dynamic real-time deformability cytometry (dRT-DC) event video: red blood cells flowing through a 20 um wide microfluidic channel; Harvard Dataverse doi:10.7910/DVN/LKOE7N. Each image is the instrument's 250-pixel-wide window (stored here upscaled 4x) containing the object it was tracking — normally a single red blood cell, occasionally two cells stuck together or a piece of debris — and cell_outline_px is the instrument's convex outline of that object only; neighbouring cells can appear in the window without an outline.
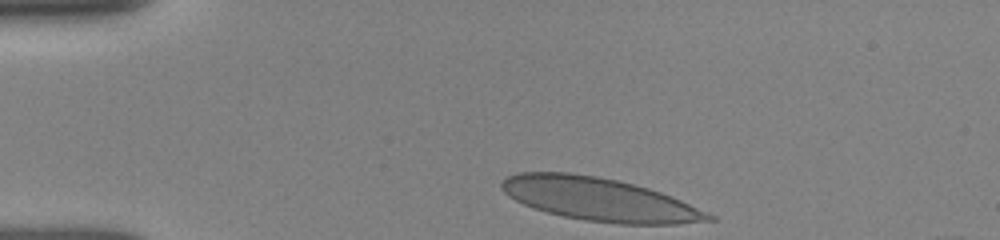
{"species": "human", "species_latin": "Homo sapiens", "temperature_condition": "room temperature", "stored_images_in_passage": 33, "camera_frame_rate_fps": 3000, "um_per_image_px": 0.085, "donor": {"sex": "female"}, "frame": {"image": 1, "passage_image": 1, "time_ms": 0.0, "image_size_px": [1000, 240], "cell_outline_px": [[716, 220], [676, 224], [620, 224], [584, 220], [564, 216], [532, 208], [508, 196], [500, 188], [500, 184], [508, 176], [520, 172], [572, 172], [596, 176], [616, 180], [648, 188], [672, 196], [708, 212], [716, 216]], "centroid_in_image_um": [50.95, 16.94], "position_along_channel_um": 34.0, "area_um2": 51.9}}
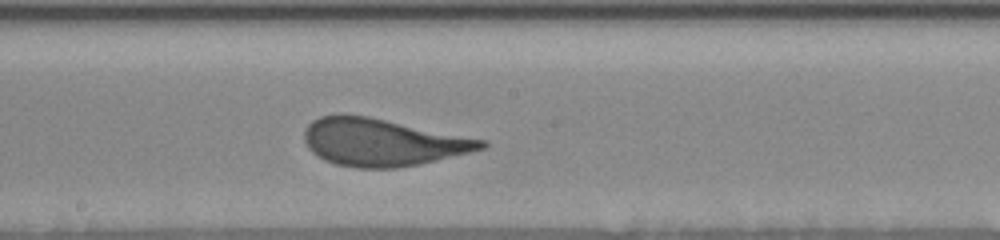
{"frame": {"image": 2, "passage_image": 19, "time_ms": 6.0, "image_size_px": [1000, 240], "cell_outline_px": [[488, 144], [484, 148], [436, 160], [396, 168], [356, 168], [336, 164], [324, 160], [312, 152], [308, 148], [304, 140], [304, 132], [308, 124], [312, 120], [320, 116], [368, 116], [488, 140]], "centroid_in_image_um": [32.5, 12.1], "position_along_channel_um": 215.7, "area_um2": 48.38}}
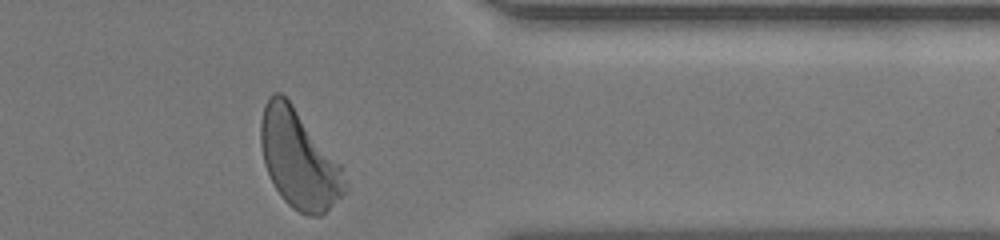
{"frame": {"image": 3, "passage_image": 33, "time_ms": 10.667, "image_size_px": [1000, 240], "cell_outline_px": [[348, 192], [320, 216], [308, 216], [292, 208], [284, 200], [276, 188], [264, 164], [260, 144], [260, 120], [264, 104], [272, 92], [280, 92], [292, 104], [340, 164], [348, 184]], "centroid_in_image_um": [25.4, 13.56], "position_along_channel_um": 386.0, "area_um2": 47.97}, "authors_computed_cell_mechanics": {"area_um2": 48.6676, "velocity_mm_per_s": 3.8487, "shape_relaxation_time_tau1_ms": 4.1209, "shape_relaxation_time_tau2_ms": null, "deformation_change_tau1": 0.1621, "deformation_change_tau2": null}}